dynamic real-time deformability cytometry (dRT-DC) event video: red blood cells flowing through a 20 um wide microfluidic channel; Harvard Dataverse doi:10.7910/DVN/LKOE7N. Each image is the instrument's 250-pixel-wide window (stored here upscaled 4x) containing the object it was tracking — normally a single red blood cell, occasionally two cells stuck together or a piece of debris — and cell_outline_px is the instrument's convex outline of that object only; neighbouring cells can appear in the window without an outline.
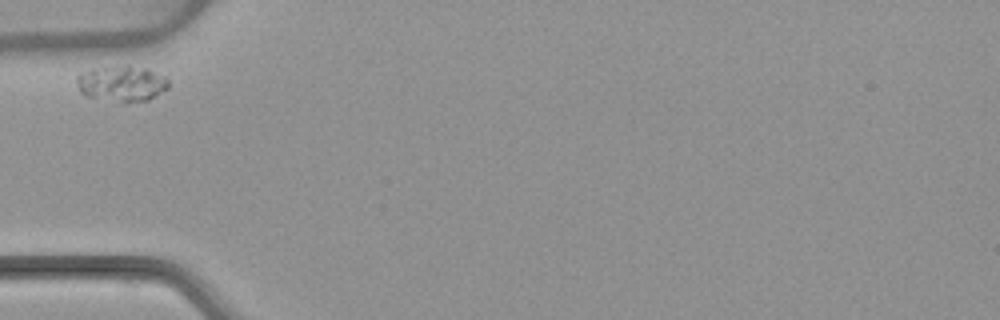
{"species": "common noctule bat (a hibernating species)", "species_latin": "Nyctalus noctula", "temperature_condition": "warm", "stored_images_in_passage": 7, "camera_frame_rate_fps": 3000, "um_per_image_px": 0.085, "animal": {"sex": "female", "body_mass_g": 22.7, "forearm_length_mm": 54.2}, "frame": {"image": 1, "passage_image": 1, "time_ms": 0.0, "image_size_px": [1000, 320], "cell_outline_px": [[168, 88], [148, 100], [124, 104], [88, 96], [80, 92], [76, 84], [76, 76], [80, 72], [92, 68], [128, 64], [148, 68], [164, 76], [168, 80]], "centroid_in_image_um": [10.32, 7.09], "position_along_channel_um": 74.7, "area_um2": 19.77}}
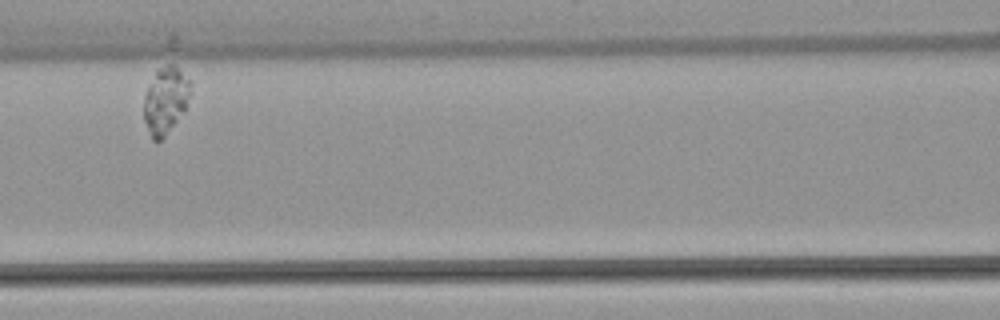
{"frame": {"image": 2, "passage_image": 3, "time_ms": 2.667, "image_size_px": [1000, 320], "cell_outline_px": [[192, 84], [184, 108], [176, 120], [164, 136], [160, 140], [152, 140], [144, 120], [144, 96], [148, 84], [156, 72], [160, 68], [168, 64], [172, 64]], "centroid_in_image_um": [14.02, 8.52], "position_along_channel_um": 152.6, "area_um2": 17.34}}
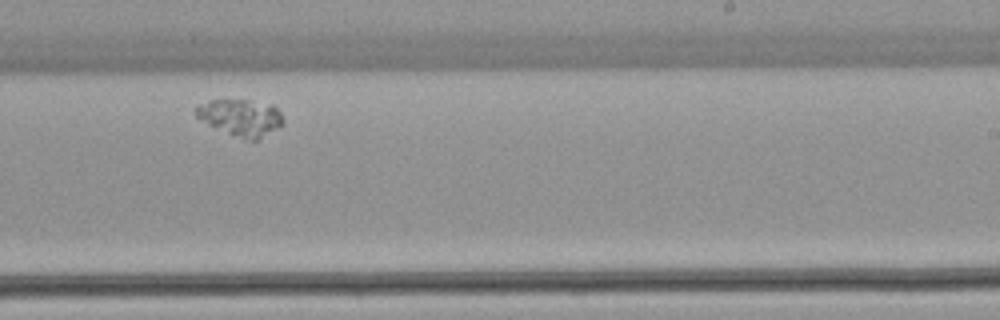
{"frame": {"image": 3, "passage_image": 6, "time_ms": 6.333, "image_size_px": [1000, 320], "cell_outline_px": [[284, 124], [256, 140], [244, 140], [208, 124], [196, 116], [196, 104], [208, 100], [244, 100], [272, 104], [280, 112], [284, 120]], "centroid_in_image_um": [20.46, 9.98], "position_along_channel_um": 268.5, "area_um2": 18.5}}